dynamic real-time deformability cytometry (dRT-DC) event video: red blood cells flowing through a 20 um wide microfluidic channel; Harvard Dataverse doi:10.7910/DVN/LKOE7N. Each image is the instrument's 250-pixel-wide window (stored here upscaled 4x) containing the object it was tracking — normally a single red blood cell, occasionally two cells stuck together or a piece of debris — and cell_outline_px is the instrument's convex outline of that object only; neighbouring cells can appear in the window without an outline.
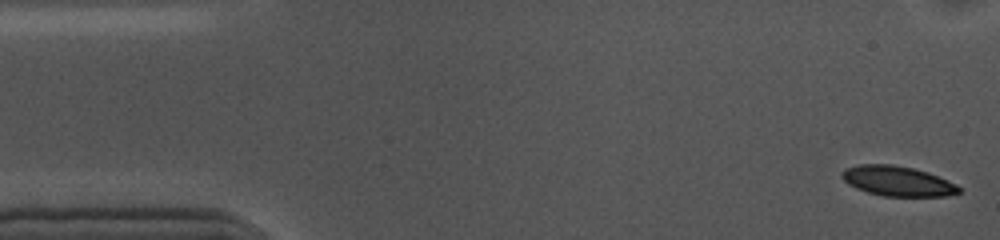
{"species": "common noctule bat (a hibernating species)", "species_latin": "Nyctalus noctula", "temperature_condition": "cold", "stored_images_in_passage": 54, "camera_frame_rate_fps": 3000, "um_per_image_px": 0.085, "animal": {"sex": "female", "body_mass_g": 10.0, "forearm_length_mm": 53.1}, "frame": {"image": 1, "passage_image": 1, "time_ms": 0.0, "image_size_px": [1000, 240], "cell_outline_px": [[960, 192], [948, 196], [880, 196], [856, 188], [848, 184], [840, 176], [840, 172], [844, 168], [860, 164], [892, 164], [912, 168], [928, 172], [956, 184], [960, 188]], "centroid_in_image_um": [76.25, 15.39], "position_along_channel_um": 8.8, "area_um2": 20.52}}
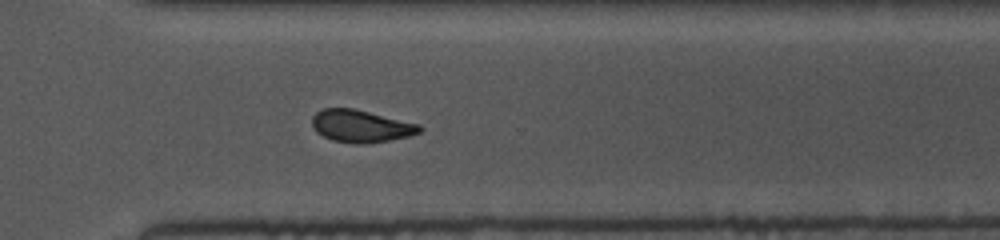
{"frame": {"image": 2, "passage_image": 38, "time_ms": 12.333, "image_size_px": [1000, 240], "cell_outline_px": [[424, 128], [420, 132], [408, 136], [388, 140], [360, 144], [352, 144], [332, 140], [316, 132], [312, 124], [312, 116], [316, 112], [324, 108], [352, 108], [420, 124]], "centroid_in_image_um": [30.66, 10.72], "position_along_channel_um": 339.9, "area_um2": 20.17}}
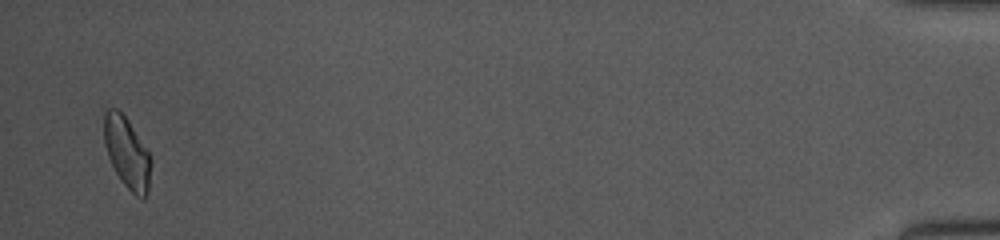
{"frame": {"image": 3, "passage_image": 53, "time_ms": 17.333, "image_size_px": [1000, 240], "cell_outline_px": [[152, 164], [148, 192], [144, 200], [136, 196], [124, 184], [116, 172], [108, 156], [104, 144], [104, 112], [108, 108], [116, 108], [128, 120], [148, 152], [152, 160]], "centroid_in_image_um": [10.8, 13.0], "position_along_channel_um": 424.4, "area_um2": 19.36}, "authors_computed_cell_mechanics": {"area_um2": 20.7502, "velocity_mm_per_s": 3.5532, "shape_relaxation_time_tau1_ms": 3.8908, "shape_relaxation_time_tau2_ms": 4.2098, "deformation_change_tau1": 0.1106, "deformation_change_tau2": 0.0838}}